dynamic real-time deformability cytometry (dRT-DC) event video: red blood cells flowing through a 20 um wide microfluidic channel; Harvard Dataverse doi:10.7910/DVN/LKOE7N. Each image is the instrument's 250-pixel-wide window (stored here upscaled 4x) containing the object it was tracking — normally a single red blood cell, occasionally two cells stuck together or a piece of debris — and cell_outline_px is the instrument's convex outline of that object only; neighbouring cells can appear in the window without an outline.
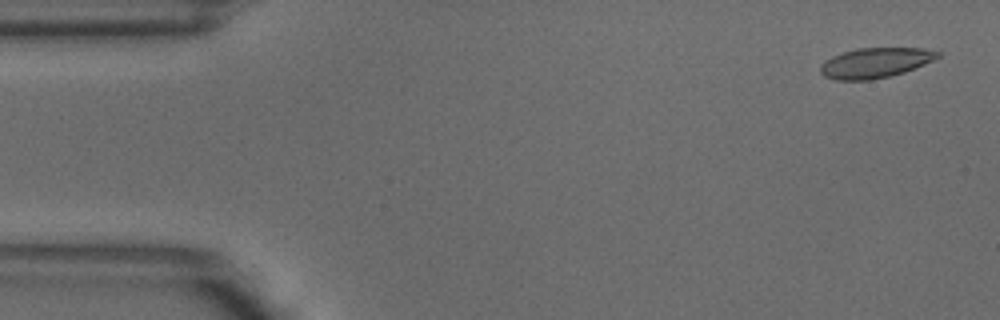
{"species": "common noctule bat (a hibernating species)", "species_latin": "Nyctalus noctula", "temperature_condition": "warm", "stored_images_in_passage": 4, "camera_frame_rate_fps": 3000, "um_per_image_px": 0.085, "animal": {"sex": "male", "body_mass_g": 18.8}, "frame": {"image": 1, "passage_image": 1, "time_ms": 0.0, "image_size_px": [1000, 320], "cell_outline_px": [[940, 56], [924, 64], [904, 72], [872, 80], [836, 80], [824, 76], [820, 72], [820, 64], [824, 60], [832, 56], [856, 48], [924, 48], [940, 52]], "centroid_in_image_um": [74.36, 5.34], "position_along_channel_um": 10.6, "area_um2": 20.52}}
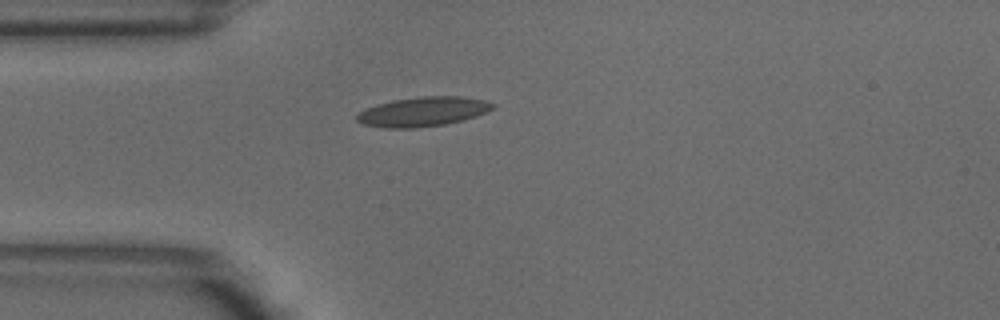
{"frame": {"image": 2, "passage_image": 4, "time_ms": 1.0, "image_size_px": [1000, 320], "cell_outline_px": [[496, 104], [488, 112], [476, 116], [444, 124], [416, 128], [384, 128], [364, 124], [356, 120], [356, 116], [360, 112], [376, 104], [392, 100], [420, 96], [460, 96], [484, 100]], "centroid_in_image_um": [35.95, 9.48], "position_along_channel_um": 49.1, "area_um2": 23.24}}